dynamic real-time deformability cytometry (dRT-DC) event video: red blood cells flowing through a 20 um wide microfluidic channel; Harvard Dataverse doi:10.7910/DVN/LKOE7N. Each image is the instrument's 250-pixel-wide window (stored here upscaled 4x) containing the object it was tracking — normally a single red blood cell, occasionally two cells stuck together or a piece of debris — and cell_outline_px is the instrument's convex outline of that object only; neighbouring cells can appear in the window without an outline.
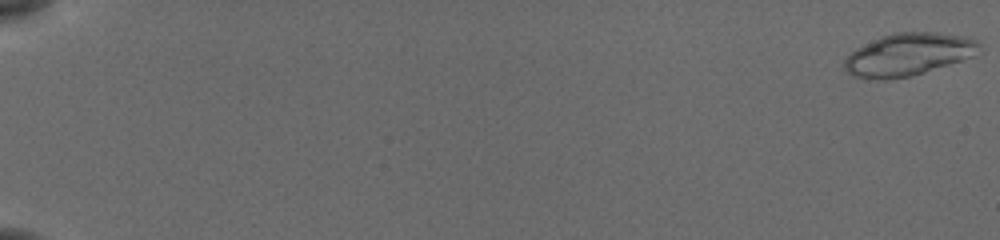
{"species": "common noctule bat (a hibernating species)", "species_latin": "Nyctalus noctula", "temperature_condition": "cold", "stored_images_in_passage": 23, "camera_frame_rate_fps": 3000, "um_per_image_px": 0.085, "animal": {"sex": "female", "body_mass_g": 19.5, "forearm_length_mm": 54.1}, "frame": {"image": 1, "passage_image": 1, "time_ms": 0.0, "image_size_px": [1000, 240], "cell_outline_px": [[980, 44], [972, 56], [948, 64], [908, 76], [884, 80], [856, 76], [848, 72], [844, 68], [844, 60], [856, 48], [884, 36], [896, 32], [936, 32], [968, 36], [976, 40]], "centroid_in_image_um": [77.2, 4.61], "position_along_channel_um": 7.8, "area_um2": 32.48}}